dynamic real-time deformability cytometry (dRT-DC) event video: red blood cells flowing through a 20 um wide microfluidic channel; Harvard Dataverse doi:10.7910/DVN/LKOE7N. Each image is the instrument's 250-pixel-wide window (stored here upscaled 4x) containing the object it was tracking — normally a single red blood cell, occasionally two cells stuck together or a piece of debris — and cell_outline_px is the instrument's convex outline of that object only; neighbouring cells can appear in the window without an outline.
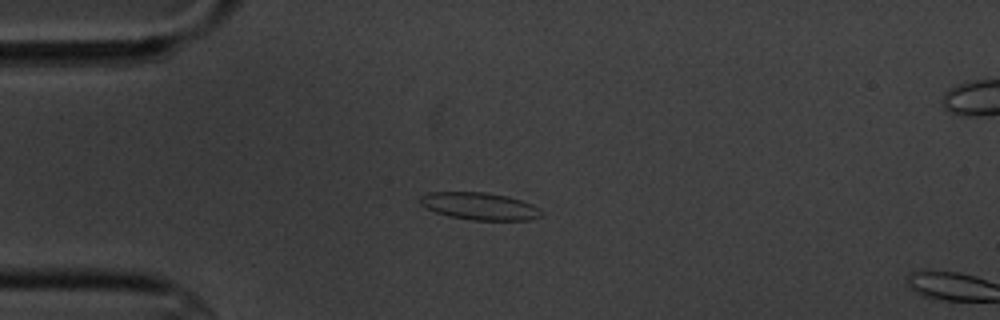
{"species": "common noctule bat (a hibernating species)", "species_latin": "Nyctalus noctula", "temperature_condition": "cold", "stored_images_in_passage": 2, "camera_frame_rate_fps": 3000, "um_per_image_px": 0.085, "animal": {"sex": "male", "body_mass_g": 20.1, "forearm_length_mm": 53.5}, "frame": {"image": 1, "passage_image": 1, "time_ms": 0.0, "image_size_px": [1000, 320], "cell_outline_px": [[544, 212], [540, 216], [528, 220], [472, 220], [448, 216], [436, 212], [420, 204], [420, 196], [428, 192], [484, 192], [508, 196], [532, 204], [540, 208]], "centroid_in_image_um": [40.78, 17.52], "position_along_channel_um": 44.2, "area_um2": 19.31}}